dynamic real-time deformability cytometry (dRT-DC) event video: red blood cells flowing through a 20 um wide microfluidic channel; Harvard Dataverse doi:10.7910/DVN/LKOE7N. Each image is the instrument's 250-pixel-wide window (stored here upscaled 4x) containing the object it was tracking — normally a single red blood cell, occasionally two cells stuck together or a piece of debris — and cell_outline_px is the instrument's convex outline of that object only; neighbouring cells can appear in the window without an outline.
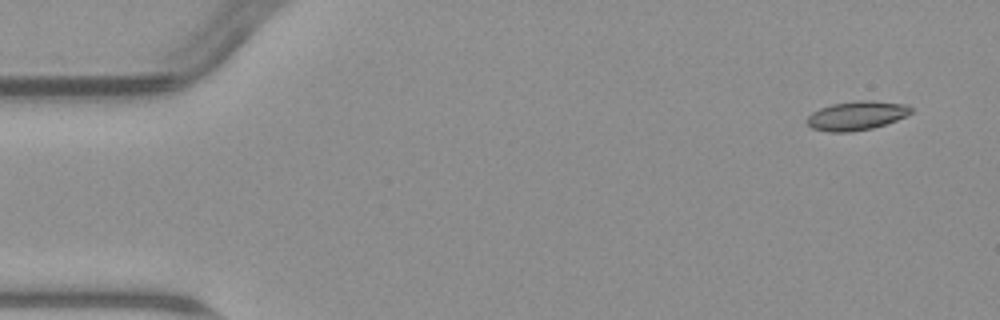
{"species": "common noctule bat (a hibernating species)", "species_latin": "Nyctalus noctula", "temperature_condition": "warm", "stored_images_in_passage": 6, "camera_frame_rate_fps": 3000, "um_per_image_px": 0.085, "animal": {"sex": "male", "body_mass_g": 23.1, "forearm_length_mm": 52.7}, "frame": {"image": 1, "passage_image": 1, "time_ms": 0.0, "image_size_px": [1000, 320], "cell_outline_px": [[912, 112], [908, 116], [872, 128], [852, 132], [828, 132], [812, 128], [804, 120], [812, 112], [820, 108], [832, 104], [860, 100], [872, 100], [908, 104], [912, 108]], "centroid_in_image_um": [72.82, 9.82], "position_along_channel_um": 12.2, "area_um2": 17.74}}
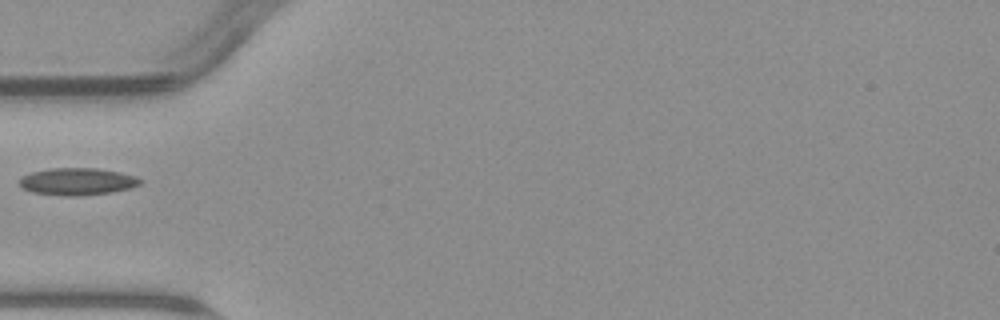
{"frame": {"image": 2, "passage_image": 5, "time_ms": 5.0, "image_size_px": [1000, 320], "cell_outline_px": [[144, 180], [140, 184], [128, 188], [112, 192], [80, 196], [72, 196], [32, 192], [24, 188], [20, 184], [20, 180], [24, 176], [32, 172], [52, 168], [96, 168], [120, 172], [136, 176]], "centroid_in_image_um": [6.63, 15.42], "position_along_channel_um": 78.4, "area_um2": 18.9}}
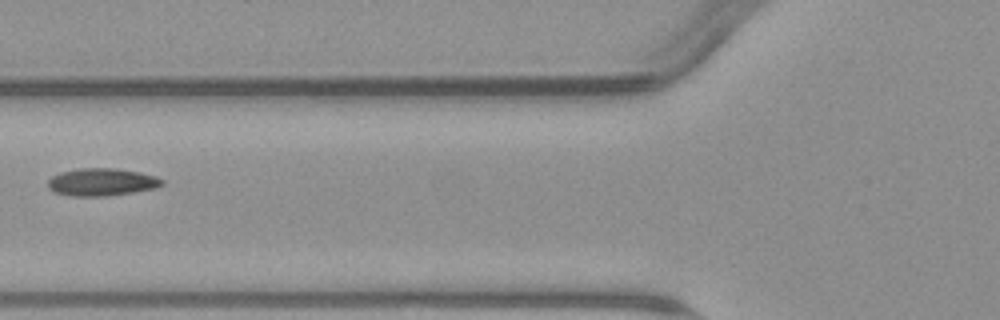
{"frame": {"image": 3, "passage_image": 6, "time_ms": 6.0, "image_size_px": [1000, 320], "cell_outline_px": [[164, 184], [156, 188], [132, 192], [104, 196], [68, 196], [52, 192], [48, 188], [48, 180], [52, 176], [60, 172], [80, 168], [116, 168], [140, 172], [156, 176], [164, 180]], "centroid_in_image_um": [8.63, 15.47], "position_along_channel_um": 117.2, "area_um2": 18.5}}